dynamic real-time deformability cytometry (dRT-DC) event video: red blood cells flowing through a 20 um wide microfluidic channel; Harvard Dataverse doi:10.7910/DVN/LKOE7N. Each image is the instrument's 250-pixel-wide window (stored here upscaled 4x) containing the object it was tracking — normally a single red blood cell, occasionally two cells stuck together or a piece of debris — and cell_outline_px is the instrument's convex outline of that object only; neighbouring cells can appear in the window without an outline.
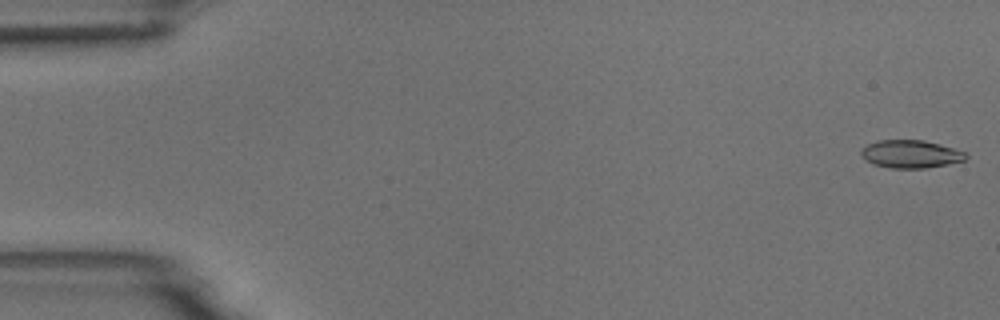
{"species": "common noctule bat (a hibernating species)", "species_latin": "Nyctalus noctula", "temperature_condition": "room temperature", "stored_images_in_passage": 5, "camera_frame_rate_fps": 3000, "um_per_image_px": 0.085, "animal": {"sex": "male", "body_mass_g": 18.8}, "frame": {"image": 1, "passage_image": 1, "time_ms": 0.0, "image_size_px": [1000, 320], "cell_outline_px": [[968, 156], [964, 160], [948, 164], [924, 168], [892, 168], [872, 164], [864, 160], [860, 152], [868, 144], [876, 140], [924, 140], [940, 144], [964, 152]], "centroid_in_image_um": [77.38, 13.09], "position_along_channel_um": 7.6, "area_um2": 16.94}}
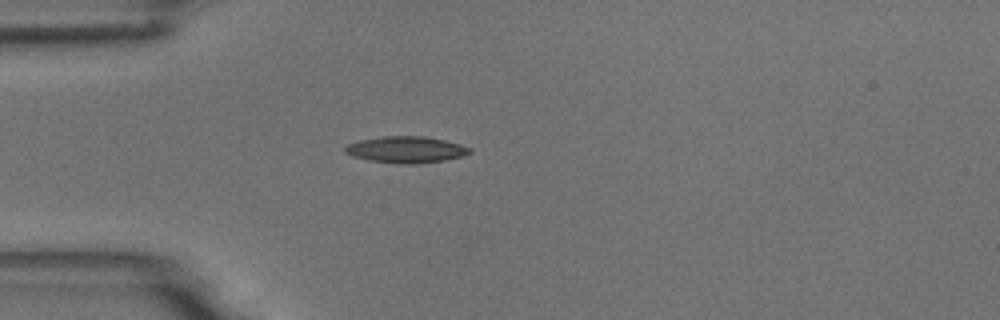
{"frame": {"image": 2, "passage_image": 5, "time_ms": 4.667, "image_size_px": [1000, 320], "cell_outline_px": [[472, 152], [460, 156], [444, 160], [416, 164], [400, 164], [368, 160], [352, 156], [344, 152], [344, 148], [348, 144], [360, 140], [380, 136], [424, 136], [444, 140], [460, 144], [472, 148]], "centroid_in_image_um": [34.49, 12.71], "position_along_channel_um": 50.5, "area_um2": 19.25}}